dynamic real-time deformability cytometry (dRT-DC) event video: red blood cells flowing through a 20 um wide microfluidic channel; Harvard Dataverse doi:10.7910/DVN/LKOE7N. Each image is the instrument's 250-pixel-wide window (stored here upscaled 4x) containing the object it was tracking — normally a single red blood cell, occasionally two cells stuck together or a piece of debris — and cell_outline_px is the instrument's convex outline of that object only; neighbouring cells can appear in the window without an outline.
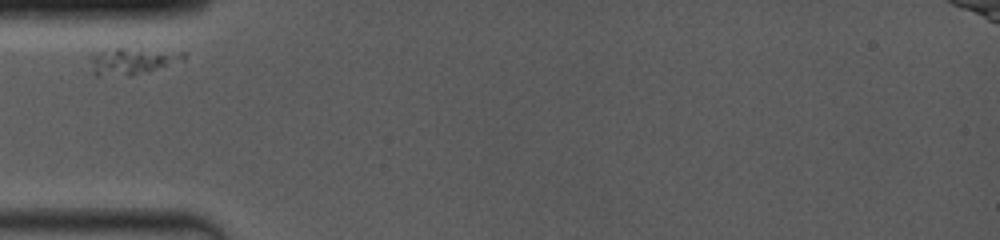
{"species": "common noctule bat (a hibernating species)", "species_latin": "Nyctalus noctula", "temperature_condition": "room temperature", "stored_images_in_passage": 9, "segment_of_instrument_passage": [1, 2], "camera_frame_rate_fps": 4000, "um_per_image_px": 0.085, "animal": {"sex": "female", "body_mass_g": 19.0, "forearm_length_mm": 53.3}, "frame": {"image": 1, "passage_image": 1, "time_ms": 0.0, "image_size_px": [1000, 240], "cell_outline_px": [[188, 56], [184, 60], [148, 72], [128, 76], [96, 76], [92, 72], [92, 52], [116, 48], [120, 48], [188, 52]], "centroid_in_image_um": [11.26, 5.2], "position_along_channel_um": 73.7, "area_um2": 14.62}}
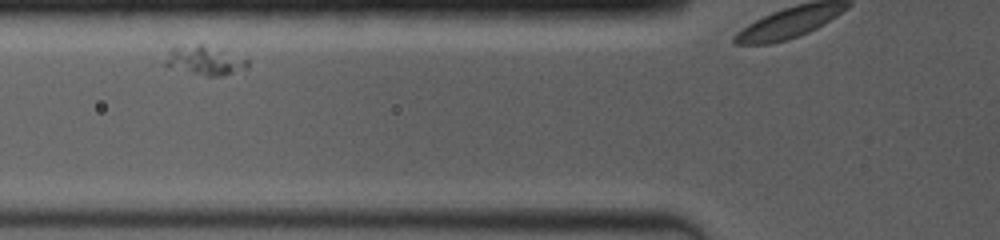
{"frame": {"image": 2, "passage_image": 4, "time_ms": 1.0, "image_size_px": [1000, 240], "cell_outline_px": [[248, 68], [220, 76], [208, 76], [168, 68], [164, 64], [172, 48], [196, 44], [200, 44], [248, 60]], "centroid_in_image_um": [17.37, 5.17], "position_along_channel_um": 108.4, "area_um2": 13.35}}